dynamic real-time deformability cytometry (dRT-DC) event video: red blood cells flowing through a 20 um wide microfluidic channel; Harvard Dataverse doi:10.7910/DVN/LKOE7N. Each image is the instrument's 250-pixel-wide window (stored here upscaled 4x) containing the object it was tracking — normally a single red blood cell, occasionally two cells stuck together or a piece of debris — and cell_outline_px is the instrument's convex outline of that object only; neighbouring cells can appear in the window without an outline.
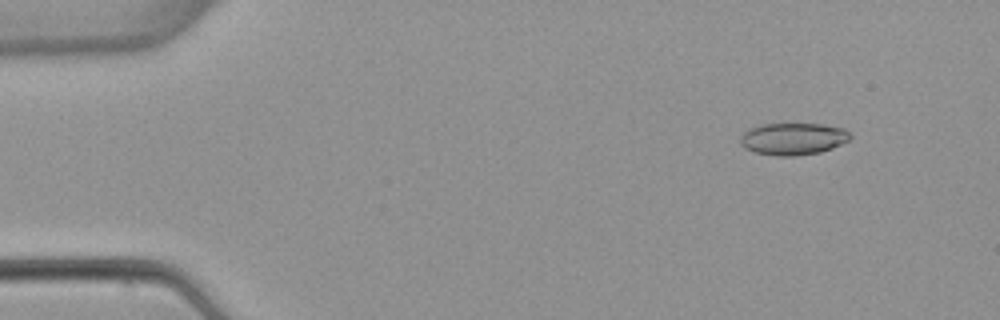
{"species": "common noctule bat (a hibernating species)", "species_latin": "Nyctalus noctula", "temperature_condition": "warm", "stored_images_in_passage": 5, "camera_frame_rate_fps": 3000, "um_per_image_px": 0.085, "animal": {"sex": "female", "body_mass_g": 22.7, "forearm_length_mm": 54.2}, "frame": {"image": 1, "passage_image": 2, "time_ms": 1.333, "image_size_px": [1000, 320], "cell_outline_px": [[852, 136], [848, 140], [832, 148], [820, 152], [796, 156], [776, 156], [756, 152], [744, 148], [740, 144], [740, 136], [748, 128], [760, 124], [824, 124], [844, 128]], "centroid_in_image_um": [67.39, 11.79], "position_along_channel_um": 17.6, "area_um2": 20.63}}
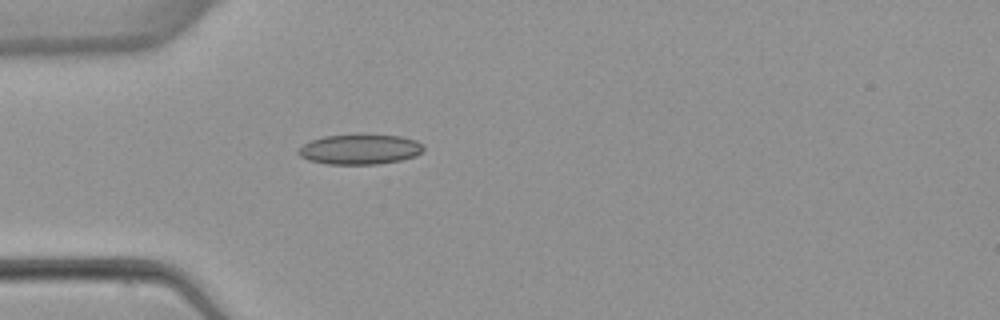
{"frame": {"image": 2, "passage_image": 5, "time_ms": 4.667, "image_size_px": [1000, 320], "cell_outline_px": [[424, 148], [416, 156], [400, 160], [376, 164], [328, 164], [308, 160], [300, 156], [296, 152], [304, 144], [312, 140], [324, 136], [360, 132], [400, 136], [416, 140], [424, 144]], "centroid_in_image_um": [30.6, 12.65], "position_along_channel_um": 54.4, "area_um2": 22.54}}